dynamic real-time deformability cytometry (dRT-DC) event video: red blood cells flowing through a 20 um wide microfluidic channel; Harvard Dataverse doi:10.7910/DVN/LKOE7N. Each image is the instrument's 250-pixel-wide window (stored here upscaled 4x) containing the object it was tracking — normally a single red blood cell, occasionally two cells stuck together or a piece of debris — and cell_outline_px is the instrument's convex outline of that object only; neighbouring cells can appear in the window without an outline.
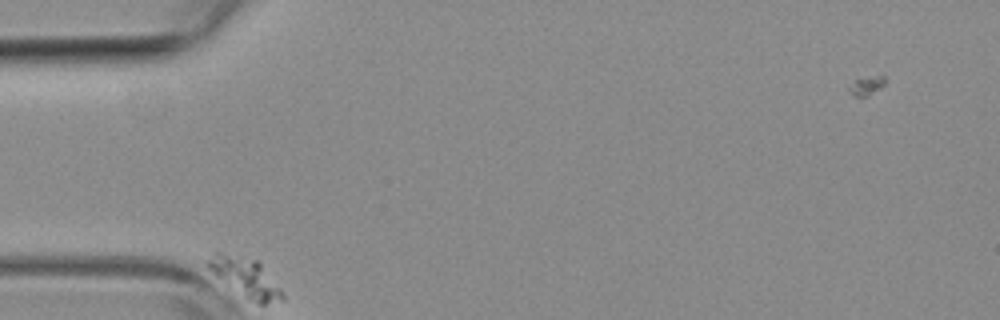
{"species": "common noctule bat (a hibernating species)", "species_latin": "Nyctalus noctula", "temperature_condition": "room temperature", "stored_images_in_passage": 2, "camera_frame_rate_fps": 3000, "um_per_image_px": 0.085, "animal": {"sex": "female", "body_mass_g": 19.3, "forearm_length_mm": 54.1}, "frame": {"image": 1, "passage_image": 1, "time_ms": 0.0, "image_size_px": [1000, 320], "cell_outline_px": [[284, 300], [264, 304], [260, 304], [252, 300], [216, 276], [204, 264], [212, 252], [224, 252], [260, 260], [284, 292]], "centroid_in_image_um": [20.9, 23.52], "position_along_channel_um": 64.1, "area_um2": 16.99}}